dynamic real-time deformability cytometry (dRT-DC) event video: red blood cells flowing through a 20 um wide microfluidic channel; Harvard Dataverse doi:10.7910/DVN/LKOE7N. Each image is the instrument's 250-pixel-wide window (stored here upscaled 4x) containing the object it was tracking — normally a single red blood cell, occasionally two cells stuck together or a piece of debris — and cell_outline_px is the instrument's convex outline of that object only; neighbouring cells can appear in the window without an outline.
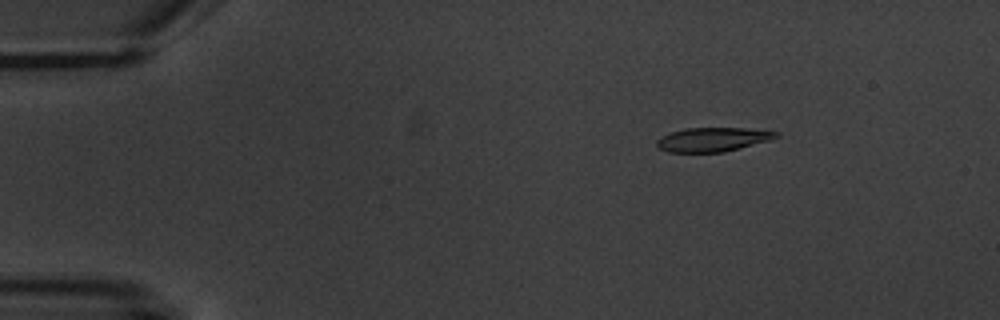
{"species": "common noctule bat (a hibernating species)", "species_latin": "Nyctalus noctula", "temperature_condition": "warm", "stored_images_in_passage": 6, "camera_frame_rate_fps": 3000, "um_per_image_px": 0.085, "animal": {"sex": "male", "body_mass_g": 20.1, "forearm_length_mm": 53.5}, "frame": {"image": 1, "passage_image": 1, "time_ms": 0.0, "image_size_px": [1000, 320], "cell_outline_px": [[780, 136], [772, 140], [724, 152], [668, 152], [660, 148], [656, 144], [656, 140], [660, 136], [684, 128], [744, 128], [780, 132]], "centroid_in_image_um": [60.61, 11.85], "position_along_channel_um": 24.4, "area_um2": 16.82}}
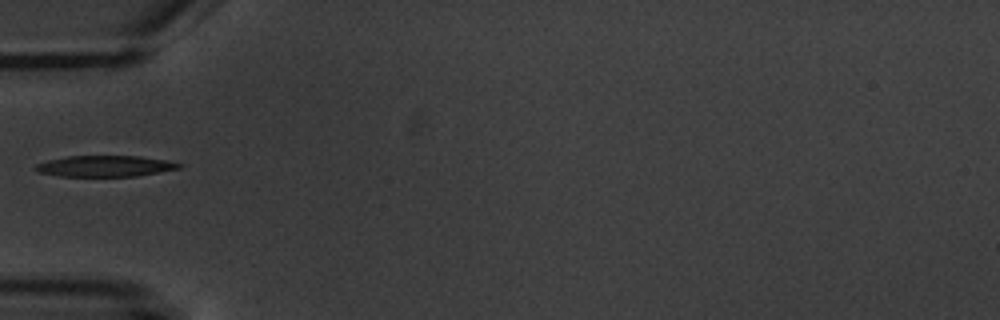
{"frame": {"image": 2, "passage_image": 4, "time_ms": 3.667, "image_size_px": [1000, 320], "cell_outline_px": [[184, 164], [180, 168], [136, 176], [60, 176], [40, 172], [32, 168], [36, 164], [48, 160], [68, 156], [140, 156], [164, 160]], "centroid_in_image_um": [8.91, 14.11], "position_along_channel_um": 76.1, "area_um2": 17.46}}